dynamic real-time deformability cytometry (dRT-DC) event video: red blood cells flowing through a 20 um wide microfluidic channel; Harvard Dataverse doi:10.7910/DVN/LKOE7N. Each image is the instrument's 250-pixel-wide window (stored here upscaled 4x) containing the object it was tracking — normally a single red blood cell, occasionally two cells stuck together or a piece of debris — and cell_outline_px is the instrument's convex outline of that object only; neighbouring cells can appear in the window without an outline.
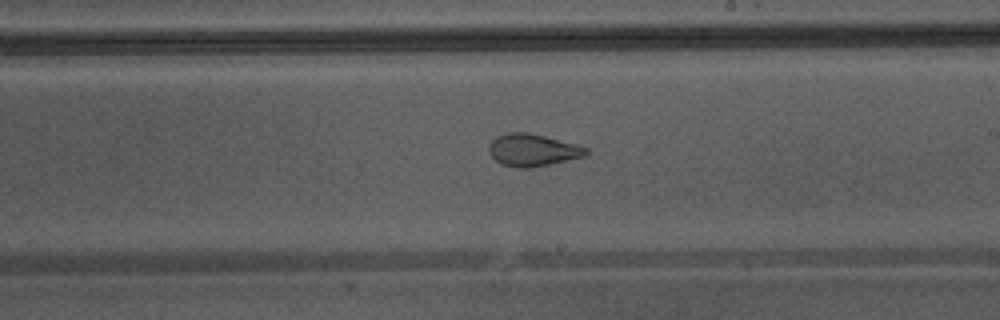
{"species": "Egyptian fruit bat (a non-hibernating species)", "species_latin": "Rousettus aegyptiacus", "temperature_condition": "warm", "stored_images_in_passage": 34, "camera_frame_rate_fps": 3000, "um_per_image_px": 0.085, "animal": {"sex": "male"}, "frame": {"image": 1, "passage_image": 15, "time_ms": 4.667, "image_size_px": [1000, 320], "cell_outline_px": [[588, 152], [584, 156], [548, 164], [528, 168], [520, 168], [500, 164], [488, 152], [488, 144], [496, 136], [508, 132], [528, 132], [576, 144], [588, 148]], "centroid_in_image_um": [45.22, 12.74], "position_along_channel_um": 243.8, "area_um2": 18.15}, "authors_computed_cell_mechanics": {"area_um2": 20.2589, "velocity_mm_per_s": 4.3745, "shape_relaxation_time_tau1_ms": null, "shape_relaxation_time_tau2_ms": 1.1003, "deformation_change_tau1": null, "deformation_change_tau2": 0.0853}}